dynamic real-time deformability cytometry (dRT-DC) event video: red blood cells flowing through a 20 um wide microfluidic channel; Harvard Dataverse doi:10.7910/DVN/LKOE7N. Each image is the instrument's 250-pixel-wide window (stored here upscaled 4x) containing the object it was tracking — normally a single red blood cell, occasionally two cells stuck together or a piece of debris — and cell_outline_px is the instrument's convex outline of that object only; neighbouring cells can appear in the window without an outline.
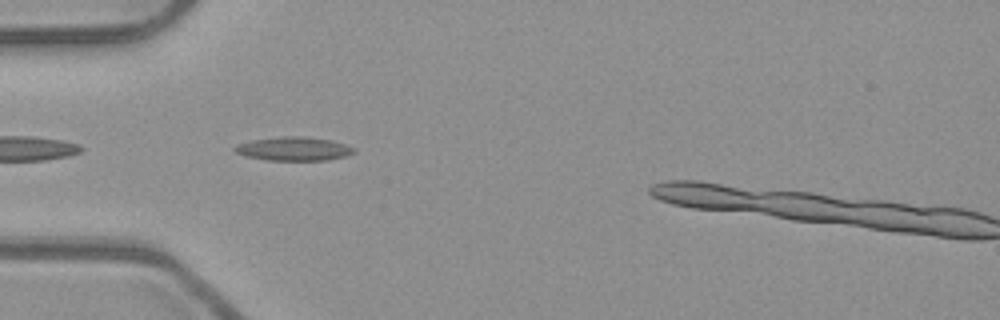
{"species": "common noctule bat (a hibernating species)", "species_latin": "Nyctalus noctula", "temperature_condition": "room temperature", "stored_images_in_passage": 34, "camera_frame_rate_fps": 3000, "um_per_image_px": 0.085, "animal": {"sex": "male", "body_mass_g": 23.1, "forearm_length_mm": 52.7}, "frame": {"image": 1, "passage_image": 2, "time_ms": 0.333, "image_size_px": [1000, 320], "cell_outline_px": [[356, 152], [344, 156], [328, 160], [268, 160], [248, 156], [236, 152], [232, 148], [236, 144], [252, 140], [280, 136], [304, 136], [328, 140], [344, 144], [356, 148]], "centroid_in_image_um": [24.96, 12.64], "position_along_channel_um": 60.0, "area_um2": 16.36}}
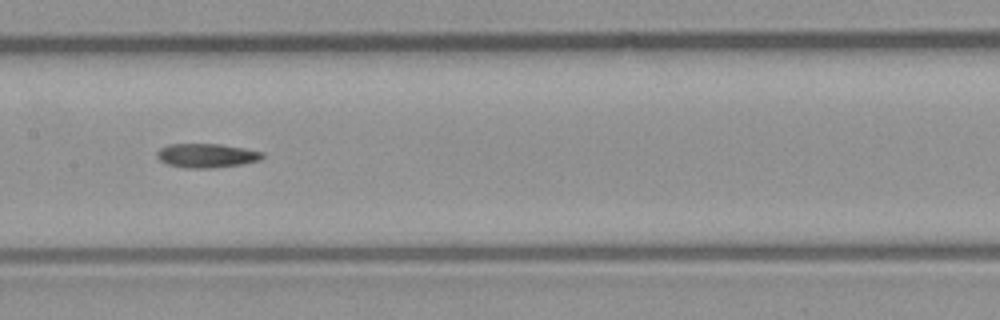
{"frame": {"image": 2, "passage_image": 12, "time_ms": 3.667, "image_size_px": [1000, 320], "cell_outline_px": [[264, 156], [260, 160], [240, 164], [212, 168], [184, 168], [168, 164], [160, 160], [156, 156], [156, 152], [160, 148], [168, 144], [220, 144], [244, 148], [264, 152]], "centroid_in_image_um": [17.55, 13.22], "position_along_channel_um": 189.9, "area_um2": 14.8}}
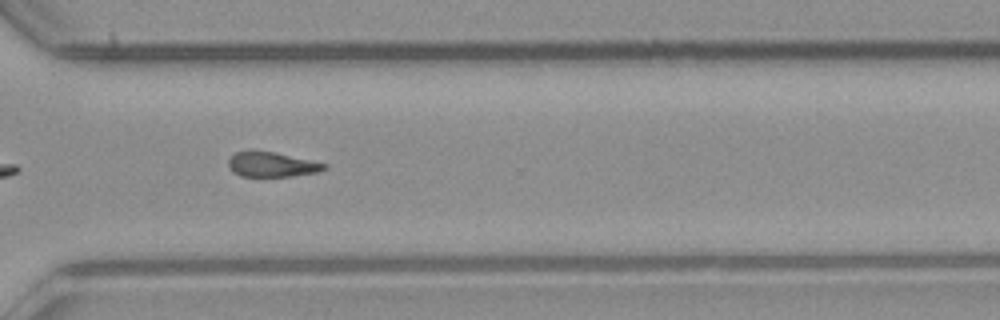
{"frame": {"image": 3, "passage_image": 24, "time_ms": 7.667, "image_size_px": [1000, 320], "cell_outline_px": [[328, 168], [316, 172], [288, 176], [240, 176], [232, 172], [228, 168], [228, 160], [236, 152], [252, 148], [256, 148], [276, 152], [328, 164]], "centroid_in_image_um": [23.04, 13.94], "position_along_channel_um": 347.6, "area_um2": 14.28}}